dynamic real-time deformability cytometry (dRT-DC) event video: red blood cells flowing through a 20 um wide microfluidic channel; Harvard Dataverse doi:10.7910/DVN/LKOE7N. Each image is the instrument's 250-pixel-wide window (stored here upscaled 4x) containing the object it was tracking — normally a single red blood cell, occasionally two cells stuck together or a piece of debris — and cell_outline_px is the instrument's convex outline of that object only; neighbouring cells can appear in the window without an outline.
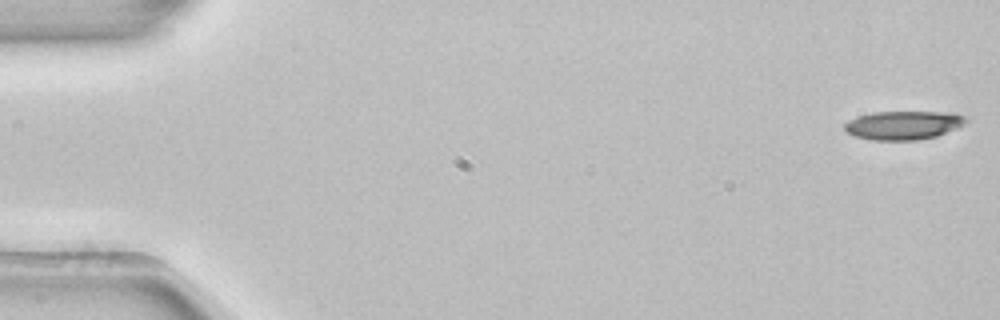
{"species": "common noctule bat (a hibernating species)", "species_latin": "Nyctalus noctula", "temperature_condition": "room temperature", "stored_images_in_passage": 14, "camera_frame_rate_fps": 3000, "um_per_image_px": 0.085, "animal": {"sex": "female", "body_mass_g": 22.7, "forearm_length_mm": 54.2}, "frame": {"image": 1, "passage_image": 1, "time_ms": 0.0, "image_size_px": [1000, 320], "cell_outline_px": [[968, 120], [964, 124], [956, 128], [936, 136], [916, 140], [872, 140], [856, 136], [848, 132], [844, 128], [844, 124], [848, 120], [872, 112], [956, 112], [964, 116]], "centroid_in_image_um": [76.81, 10.63], "position_along_channel_um": 8.2, "area_um2": 20.17}}